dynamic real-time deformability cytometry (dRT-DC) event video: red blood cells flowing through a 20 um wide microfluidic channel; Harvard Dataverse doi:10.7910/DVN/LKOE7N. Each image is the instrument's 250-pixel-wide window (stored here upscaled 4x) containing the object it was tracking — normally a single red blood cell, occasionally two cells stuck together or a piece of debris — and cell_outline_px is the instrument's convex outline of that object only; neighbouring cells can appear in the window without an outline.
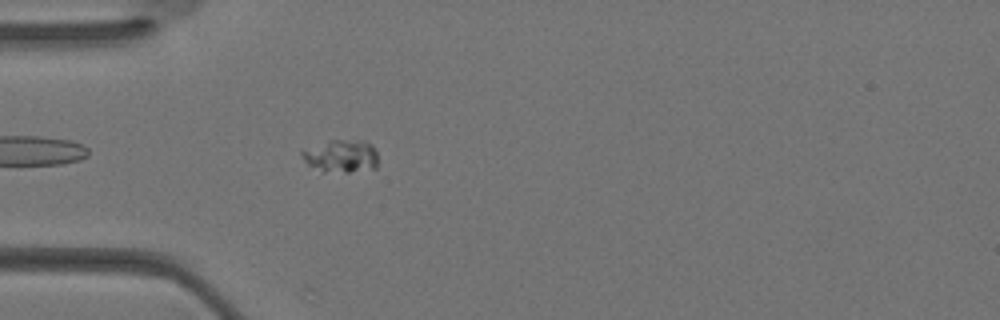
{"species": "Egyptian fruit bat (a non-hibernating species)", "species_latin": "Rousettus aegyptiacus", "temperature_condition": "warm", "stored_images_in_passage": 7, "camera_frame_rate_fps": 3000, "um_per_image_px": 0.085, "animal": {"sex": "female"}, "frame": {"image": 1, "passage_image": 3, "time_ms": 0.667, "image_size_px": [1000, 320], "cell_outline_px": [[376, 168], [348, 172], [320, 172], [308, 164], [300, 156], [300, 152], [328, 140], [364, 140], [372, 144], [376, 148]], "centroid_in_image_um": [29.0, 13.27], "position_along_channel_um": 56.0, "area_um2": 14.62}}
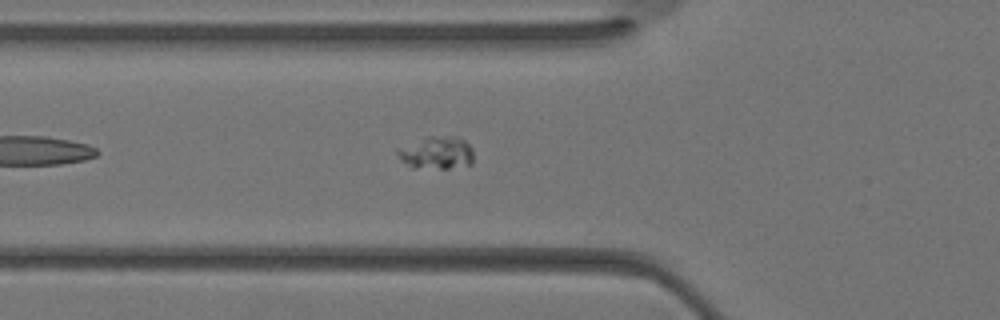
{"frame": {"image": 2, "passage_image": 5, "time_ms": 1.333, "image_size_px": [1000, 320], "cell_outline_px": [[472, 164], [448, 168], [412, 168], [400, 160], [396, 152], [396, 148], [424, 136], [456, 136], [464, 140], [472, 148]], "centroid_in_image_um": [37.05, 12.97], "position_along_channel_um": 88.7, "area_um2": 14.74}}